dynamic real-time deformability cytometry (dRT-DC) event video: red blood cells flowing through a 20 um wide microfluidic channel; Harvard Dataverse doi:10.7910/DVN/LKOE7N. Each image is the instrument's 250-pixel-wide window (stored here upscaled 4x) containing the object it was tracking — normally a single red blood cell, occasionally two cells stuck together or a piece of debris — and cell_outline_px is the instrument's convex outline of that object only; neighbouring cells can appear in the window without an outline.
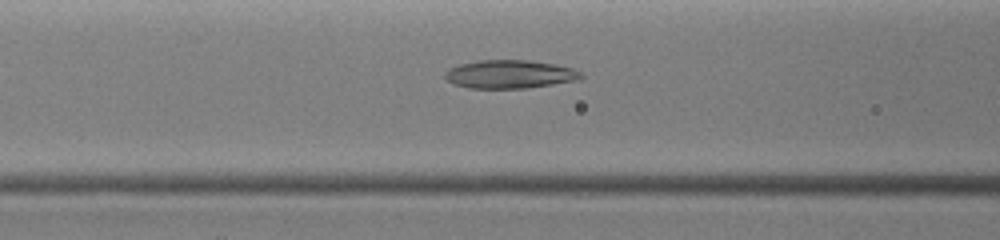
{"species": "common noctule bat (a hibernating species)", "species_latin": "Nyctalus noctula", "temperature_condition": "warm", "stored_images_in_passage": 16, "camera_frame_rate_fps": 3000, "um_per_image_px": 0.085, "animal": {"sex": "female", "body_mass_g": 19.0, "forearm_length_mm": 51.5}, "frame": {"image": 1, "passage_image": 5, "time_ms": 1.0, "image_size_px": [1000, 240], "cell_outline_px": [[584, 76], [572, 80], [552, 84], [528, 88], [468, 88], [456, 84], [448, 80], [444, 76], [444, 72], [448, 68], [460, 64], [480, 60], [528, 60], [556, 64], [572, 68], [580, 72]], "centroid_in_image_um": [43.29, 6.3], "position_along_channel_um": 123.3, "area_um2": 22.25}}
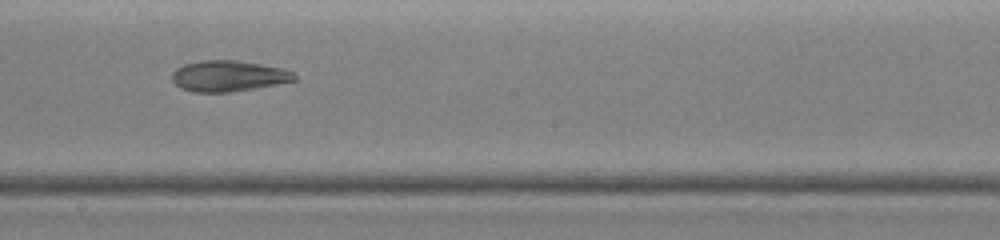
{"frame": {"image": 2, "passage_image": 8, "time_ms": 3.0, "image_size_px": [1000, 240], "cell_outline_px": [[296, 80], [276, 84], [232, 92], [192, 92], [180, 88], [172, 80], [172, 72], [176, 68], [184, 64], [200, 60], [236, 60], [284, 68], [292, 72], [296, 76]], "centroid_in_image_um": [19.38, 6.46], "position_along_channel_um": 228.8, "area_um2": 22.08}}
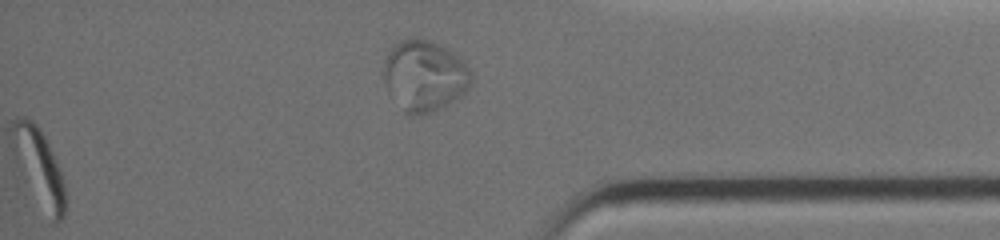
{"frame": {"image": 3, "passage_image": 15, "time_ms": 6.333, "image_size_px": [1000, 240], "cell_outline_px": [[64, 216], [56, 224], [48, 224], [12, 128], [12, 120], [16, 116], [24, 116], [32, 120], [40, 128], [56, 160], [64, 184]], "centroid_in_image_um": [3.49, 14.26], "position_along_channel_um": 431.7, "area_um2": 20.75}}